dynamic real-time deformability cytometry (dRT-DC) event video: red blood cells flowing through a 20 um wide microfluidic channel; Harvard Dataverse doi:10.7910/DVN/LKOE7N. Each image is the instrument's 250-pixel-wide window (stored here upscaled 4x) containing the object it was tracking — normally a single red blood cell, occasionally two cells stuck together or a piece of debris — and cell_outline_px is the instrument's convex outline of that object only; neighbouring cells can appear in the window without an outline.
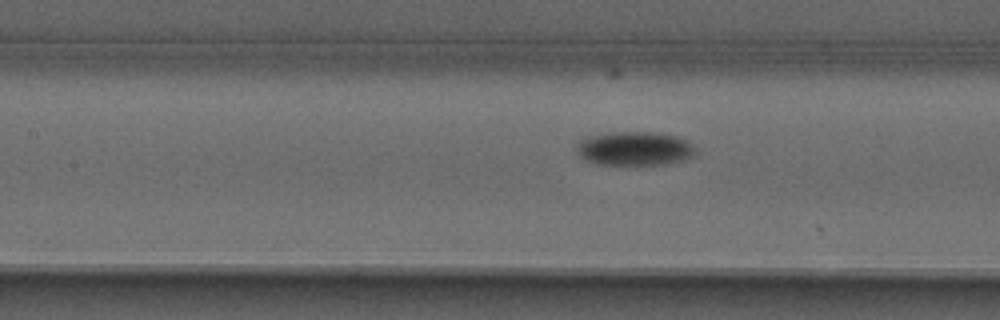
{"species": "common noctule bat (a hibernating species)", "species_latin": "Nyctalus noctula", "temperature_condition": "warm", "stored_images_in_passage": 8, "camera_frame_rate_fps": 3000, "um_per_image_px": 0.085, "animal": {"sex": "male", "forearm_length_mm": 52.5}, "frame": {"image": 1, "passage_image": 8, "time_ms": 8.667, "image_size_px": [1000, 320], "cell_outline_px": [[696, 152], [692, 156], [680, 160], [660, 164], [596, 164], [588, 160], [576, 148], [580, 140], [592, 136], [624, 132], [640, 132], [672, 136], [684, 140]], "centroid_in_image_um": [53.91, 12.64], "position_along_channel_um": 153.5, "area_um2": 22.14}}